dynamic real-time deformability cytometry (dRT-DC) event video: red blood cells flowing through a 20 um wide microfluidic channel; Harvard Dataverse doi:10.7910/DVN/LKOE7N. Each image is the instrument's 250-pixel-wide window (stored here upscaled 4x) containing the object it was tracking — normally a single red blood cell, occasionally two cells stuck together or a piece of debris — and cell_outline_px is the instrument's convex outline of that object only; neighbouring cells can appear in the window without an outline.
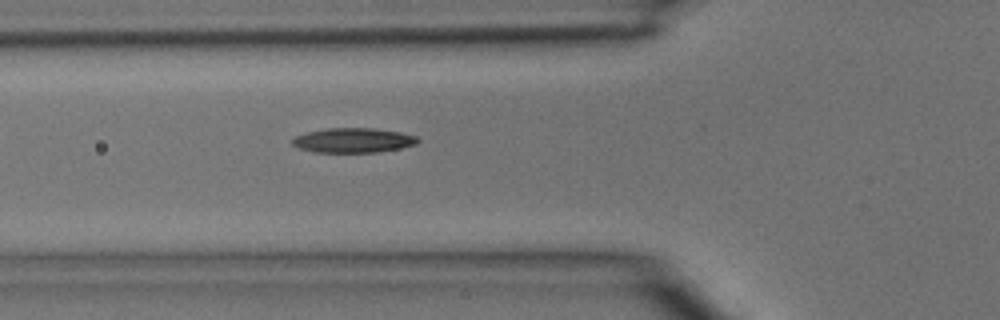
{"species": "common noctule bat (a hibernating species)", "species_latin": "Nyctalus noctula", "temperature_condition": "room temperature", "stored_images_in_passage": 4, "camera_frame_rate_fps": 3000, "um_per_image_px": 0.085, "animal": {"sex": "male", "body_mass_g": 15.6}, "frame": {"image": 1, "passage_image": 4, "time_ms": 1.0, "image_size_px": [1000, 320], "cell_outline_px": [[420, 140], [416, 144], [400, 148], [376, 152], [312, 152], [300, 148], [292, 144], [292, 140], [296, 136], [304, 132], [324, 128], [376, 128], [400, 132], [416, 136]], "centroid_in_image_um": [30.01, 11.92], "position_along_channel_um": 95.8, "area_um2": 18.09}}